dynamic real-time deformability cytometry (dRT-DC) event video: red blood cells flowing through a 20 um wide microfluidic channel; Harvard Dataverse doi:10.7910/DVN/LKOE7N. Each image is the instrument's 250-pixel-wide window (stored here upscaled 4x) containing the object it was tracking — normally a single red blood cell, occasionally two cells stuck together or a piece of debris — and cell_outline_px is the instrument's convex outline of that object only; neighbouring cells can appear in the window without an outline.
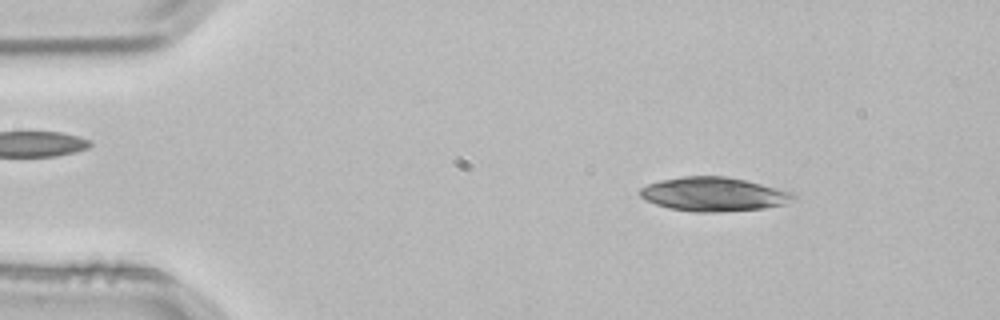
{"species": "common noctule bat (a hibernating species)", "species_latin": "Nyctalus noctula", "temperature_condition": "room temperature", "stored_images_in_passage": 3, "camera_frame_rate_fps": 3000, "um_per_image_px": 0.085, "animal": {"sex": "male", "body_mass_g": 21.5, "forearm_length_mm": 52.0}, "frame": {"image": 1, "passage_image": 2, "time_ms": 0.333, "image_size_px": [1000, 320], "cell_outline_px": [[800, 200], [788, 204], [764, 208], [716, 212], [692, 212], [668, 208], [644, 200], [640, 196], [640, 188], [648, 184], [660, 180], [684, 176], [728, 176], [796, 192], [800, 196]], "centroid_in_image_um": [60.76, 16.51], "position_along_channel_um": 24.2, "area_um2": 30.98}}